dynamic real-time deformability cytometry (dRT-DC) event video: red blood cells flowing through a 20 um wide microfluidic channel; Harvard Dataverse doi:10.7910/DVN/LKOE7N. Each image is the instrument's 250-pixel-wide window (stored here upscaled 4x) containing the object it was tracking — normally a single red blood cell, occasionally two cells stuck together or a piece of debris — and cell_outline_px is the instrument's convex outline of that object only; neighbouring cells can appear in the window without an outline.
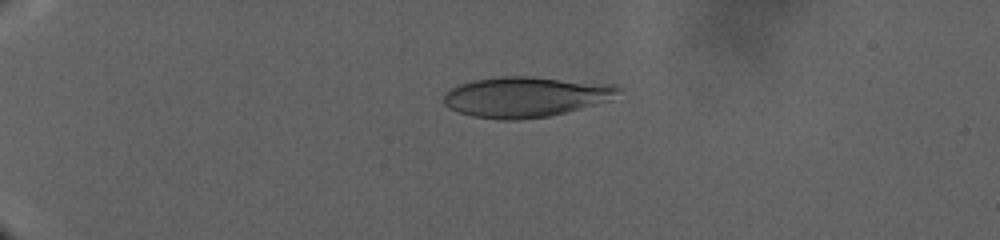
{"species": "human", "species_latin": "Homo sapiens", "temperature_condition": "warm", "stored_images_in_passage": 120, "camera_frame_rate_fps": 3000, "um_per_image_px": 0.085, "donor": {"sex": "male"}, "frame": {"image": 1, "passage_image": 19, "time_ms": 12.667, "image_size_px": [1000, 240], "cell_outline_px": [[620, 88], [612, 100], [548, 116], [520, 120], [500, 120], [472, 116], [448, 108], [444, 104], [444, 92], [460, 84], [472, 80], [500, 76], [528, 76], [616, 84]], "centroid_in_image_um": [44.65, 8.23], "position_along_channel_um": 40.3, "area_um2": 41.15}}
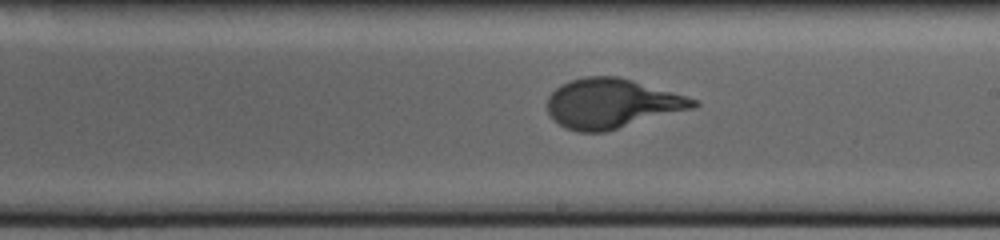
{"frame": {"image": 2, "passage_image": 73, "time_ms": 30.667, "image_size_px": [1000, 240], "cell_outline_px": [[700, 104], [696, 108], [604, 132], [576, 132], [552, 120], [548, 112], [548, 96], [556, 88], [572, 80], [584, 76], [620, 76], [700, 100]], "centroid_in_image_um": [52.05, 8.8], "position_along_channel_um": 237.0, "area_um2": 42.31}}
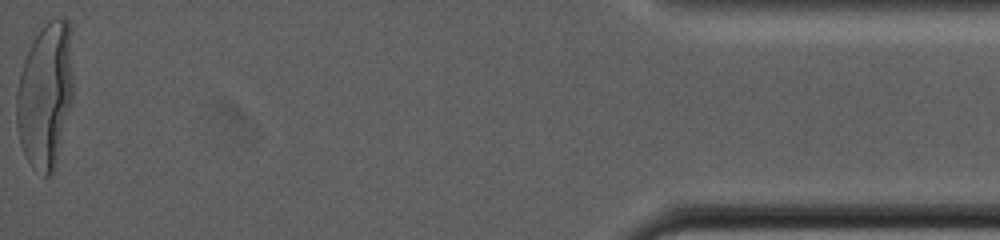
{"frame": {"image": 3, "passage_image": 120, "time_ms": 48.0, "image_size_px": [1000, 240], "cell_outline_px": [[72, 104], [56, 168], [48, 176], [44, 176], [32, 168], [20, 144], [16, 128], [16, 96], [20, 72], [24, 60], [40, 28], [48, 20], [68, 20], [72, 72]], "centroid_in_image_um": [3.84, 8.2], "position_along_channel_um": 431.4, "area_um2": 48.09}}